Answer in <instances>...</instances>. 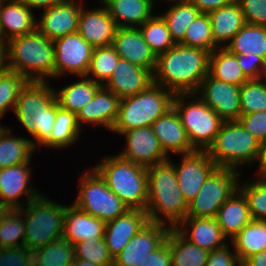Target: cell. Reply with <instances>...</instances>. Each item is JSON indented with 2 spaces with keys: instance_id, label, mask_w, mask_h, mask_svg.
<instances>
[{
  "instance_id": "cell-60",
  "label": "cell",
  "mask_w": 266,
  "mask_h": 266,
  "mask_svg": "<svg viewBox=\"0 0 266 266\" xmlns=\"http://www.w3.org/2000/svg\"><path fill=\"white\" fill-rule=\"evenodd\" d=\"M13 209L7 205L0 204V226L2 225L6 216L12 211Z\"/></svg>"
},
{
  "instance_id": "cell-62",
  "label": "cell",
  "mask_w": 266,
  "mask_h": 266,
  "mask_svg": "<svg viewBox=\"0 0 266 266\" xmlns=\"http://www.w3.org/2000/svg\"><path fill=\"white\" fill-rule=\"evenodd\" d=\"M151 1H152L153 5L156 7L157 5L155 4V2L157 0H151ZM163 1L167 2L168 5H169V4H172V3H179V2H183V1H189V0H162V1H159V2L163 3Z\"/></svg>"
},
{
  "instance_id": "cell-46",
  "label": "cell",
  "mask_w": 266,
  "mask_h": 266,
  "mask_svg": "<svg viewBox=\"0 0 266 266\" xmlns=\"http://www.w3.org/2000/svg\"><path fill=\"white\" fill-rule=\"evenodd\" d=\"M75 259H84L102 266H113L109 249L104 238L87 239L74 244Z\"/></svg>"
},
{
  "instance_id": "cell-51",
  "label": "cell",
  "mask_w": 266,
  "mask_h": 266,
  "mask_svg": "<svg viewBox=\"0 0 266 266\" xmlns=\"http://www.w3.org/2000/svg\"><path fill=\"white\" fill-rule=\"evenodd\" d=\"M238 121L260 142L266 139V112L241 115Z\"/></svg>"
},
{
  "instance_id": "cell-19",
  "label": "cell",
  "mask_w": 266,
  "mask_h": 266,
  "mask_svg": "<svg viewBox=\"0 0 266 266\" xmlns=\"http://www.w3.org/2000/svg\"><path fill=\"white\" fill-rule=\"evenodd\" d=\"M99 3L101 6L97 8L82 6L77 31L94 48L112 45L118 28L105 6Z\"/></svg>"
},
{
  "instance_id": "cell-29",
  "label": "cell",
  "mask_w": 266,
  "mask_h": 266,
  "mask_svg": "<svg viewBox=\"0 0 266 266\" xmlns=\"http://www.w3.org/2000/svg\"><path fill=\"white\" fill-rule=\"evenodd\" d=\"M215 218L223 235L228 241L232 240L245 225L252 221L244 194L237 189L219 208Z\"/></svg>"
},
{
  "instance_id": "cell-40",
  "label": "cell",
  "mask_w": 266,
  "mask_h": 266,
  "mask_svg": "<svg viewBox=\"0 0 266 266\" xmlns=\"http://www.w3.org/2000/svg\"><path fill=\"white\" fill-rule=\"evenodd\" d=\"M144 41L149 45L156 56L166 52L176 43L171 37L170 31L164 19L155 13L143 25L139 27Z\"/></svg>"
},
{
  "instance_id": "cell-65",
  "label": "cell",
  "mask_w": 266,
  "mask_h": 266,
  "mask_svg": "<svg viewBox=\"0 0 266 266\" xmlns=\"http://www.w3.org/2000/svg\"><path fill=\"white\" fill-rule=\"evenodd\" d=\"M67 266H76V263L73 262V263L68 264Z\"/></svg>"
},
{
  "instance_id": "cell-54",
  "label": "cell",
  "mask_w": 266,
  "mask_h": 266,
  "mask_svg": "<svg viewBox=\"0 0 266 266\" xmlns=\"http://www.w3.org/2000/svg\"><path fill=\"white\" fill-rule=\"evenodd\" d=\"M139 266H171L170 245L165 241L158 249L150 253Z\"/></svg>"
},
{
  "instance_id": "cell-63",
  "label": "cell",
  "mask_w": 266,
  "mask_h": 266,
  "mask_svg": "<svg viewBox=\"0 0 266 266\" xmlns=\"http://www.w3.org/2000/svg\"><path fill=\"white\" fill-rule=\"evenodd\" d=\"M1 45H7V41L5 40L3 34H2V31L0 29V46Z\"/></svg>"
},
{
  "instance_id": "cell-27",
  "label": "cell",
  "mask_w": 266,
  "mask_h": 266,
  "mask_svg": "<svg viewBox=\"0 0 266 266\" xmlns=\"http://www.w3.org/2000/svg\"><path fill=\"white\" fill-rule=\"evenodd\" d=\"M106 222L80 210L75 205H67L62 238L72 245L87 239L104 238Z\"/></svg>"
},
{
  "instance_id": "cell-41",
  "label": "cell",
  "mask_w": 266,
  "mask_h": 266,
  "mask_svg": "<svg viewBox=\"0 0 266 266\" xmlns=\"http://www.w3.org/2000/svg\"><path fill=\"white\" fill-rule=\"evenodd\" d=\"M120 59L112 45L93 49L86 77L104 86L111 78Z\"/></svg>"
},
{
  "instance_id": "cell-34",
  "label": "cell",
  "mask_w": 266,
  "mask_h": 266,
  "mask_svg": "<svg viewBox=\"0 0 266 266\" xmlns=\"http://www.w3.org/2000/svg\"><path fill=\"white\" fill-rule=\"evenodd\" d=\"M208 74L235 86H241L248 80L239 66L236 54L225 47H218L210 54Z\"/></svg>"
},
{
  "instance_id": "cell-49",
  "label": "cell",
  "mask_w": 266,
  "mask_h": 266,
  "mask_svg": "<svg viewBox=\"0 0 266 266\" xmlns=\"http://www.w3.org/2000/svg\"><path fill=\"white\" fill-rule=\"evenodd\" d=\"M237 61L248 80L266 76V61L254 54H236Z\"/></svg>"
},
{
  "instance_id": "cell-55",
  "label": "cell",
  "mask_w": 266,
  "mask_h": 266,
  "mask_svg": "<svg viewBox=\"0 0 266 266\" xmlns=\"http://www.w3.org/2000/svg\"><path fill=\"white\" fill-rule=\"evenodd\" d=\"M201 13H209L210 11L224 7L234 0H190Z\"/></svg>"
},
{
  "instance_id": "cell-53",
  "label": "cell",
  "mask_w": 266,
  "mask_h": 266,
  "mask_svg": "<svg viewBox=\"0 0 266 266\" xmlns=\"http://www.w3.org/2000/svg\"><path fill=\"white\" fill-rule=\"evenodd\" d=\"M58 101L55 99L43 113L40 119L39 127V147H42L49 139L51 132L53 131V126L55 123L56 112L59 109Z\"/></svg>"
},
{
  "instance_id": "cell-21",
  "label": "cell",
  "mask_w": 266,
  "mask_h": 266,
  "mask_svg": "<svg viewBox=\"0 0 266 266\" xmlns=\"http://www.w3.org/2000/svg\"><path fill=\"white\" fill-rule=\"evenodd\" d=\"M148 222L146 211L136 209L106 222L104 239L113 259Z\"/></svg>"
},
{
  "instance_id": "cell-10",
  "label": "cell",
  "mask_w": 266,
  "mask_h": 266,
  "mask_svg": "<svg viewBox=\"0 0 266 266\" xmlns=\"http://www.w3.org/2000/svg\"><path fill=\"white\" fill-rule=\"evenodd\" d=\"M241 171L218 167L188 204L186 217L215 218L219 208L238 189Z\"/></svg>"
},
{
  "instance_id": "cell-48",
  "label": "cell",
  "mask_w": 266,
  "mask_h": 266,
  "mask_svg": "<svg viewBox=\"0 0 266 266\" xmlns=\"http://www.w3.org/2000/svg\"><path fill=\"white\" fill-rule=\"evenodd\" d=\"M34 253L27 247L4 248L0 252V266H34Z\"/></svg>"
},
{
  "instance_id": "cell-31",
  "label": "cell",
  "mask_w": 266,
  "mask_h": 266,
  "mask_svg": "<svg viewBox=\"0 0 266 266\" xmlns=\"http://www.w3.org/2000/svg\"><path fill=\"white\" fill-rule=\"evenodd\" d=\"M12 128H0V169L33 162L36 149L31 139L11 133ZM14 135V136H13Z\"/></svg>"
},
{
  "instance_id": "cell-5",
  "label": "cell",
  "mask_w": 266,
  "mask_h": 266,
  "mask_svg": "<svg viewBox=\"0 0 266 266\" xmlns=\"http://www.w3.org/2000/svg\"><path fill=\"white\" fill-rule=\"evenodd\" d=\"M260 145L239 121H224L206 152L217 167L239 171L258 161Z\"/></svg>"
},
{
  "instance_id": "cell-35",
  "label": "cell",
  "mask_w": 266,
  "mask_h": 266,
  "mask_svg": "<svg viewBox=\"0 0 266 266\" xmlns=\"http://www.w3.org/2000/svg\"><path fill=\"white\" fill-rule=\"evenodd\" d=\"M83 131L85 130L78 125L76 113L59 108L56 112L50 139L42 147L46 146L48 149L53 148L60 151L67 150V148L71 147V145L74 146L80 140L79 138Z\"/></svg>"
},
{
  "instance_id": "cell-33",
  "label": "cell",
  "mask_w": 266,
  "mask_h": 266,
  "mask_svg": "<svg viewBox=\"0 0 266 266\" xmlns=\"http://www.w3.org/2000/svg\"><path fill=\"white\" fill-rule=\"evenodd\" d=\"M229 242L241 263L255 253L266 251V220H252Z\"/></svg>"
},
{
  "instance_id": "cell-47",
  "label": "cell",
  "mask_w": 266,
  "mask_h": 266,
  "mask_svg": "<svg viewBox=\"0 0 266 266\" xmlns=\"http://www.w3.org/2000/svg\"><path fill=\"white\" fill-rule=\"evenodd\" d=\"M25 222L23 214L13 209L0 226V242L4 248L24 245Z\"/></svg>"
},
{
  "instance_id": "cell-43",
  "label": "cell",
  "mask_w": 266,
  "mask_h": 266,
  "mask_svg": "<svg viewBox=\"0 0 266 266\" xmlns=\"http://www.w3.org/2000/svg\"><path fill=\"white\" fill-rule=\"evenodd\" d=\"M183 46L213 52L218 46L214 43L212 25L208 13H200L187 27L184 39L179 43Z\"/></svg>"
},
{
  "instance_id": "cell-45",
  "label": "cell",
  "mask_w": 266,
  "mask_h": 266,
  "mask_svg": "<svg viewBox=\"0 0 266 266\" xmlns=\"http://www.w3.org/2000/svg\"><path fill=\"white\" fill-rule=\"evenodd\" d=\"M28 80L17 72L8 70L0 75V110L6 115L14 112L21 89Z\"/></svg>"
},
{
  "instance_id": "cell-58",
  "label": "cell",
  "mask_w": 266,
  "mask_h": 266,
  "mask_svg": "<svg viewBox=\"0 0 266 266\" xmlns=\"http://www.w3.org/2000/svg\"><path fill=\"white\" fill-rule=\"evenodd\" d=\"M258 161L259 162L257 163L259 164H257L258 167L256 169L255 174L266 176V139L261 142L260 156H259Z\"/></svg>"
},
{
  "instance_id": "cell-1",
  "label": "cell",
  "mask_w": 266,
  "mask_h": 266,
  "mask_svg": "<svg viewBox=\"0 0 266 266\" xmlns=\"http://www.w3.org/2000/svg\"><path fill=\"white\" fill-rule=\"evenodd\" d=\"M211 52L175 44L157 56L153 83L174 94L196 93L209 73Z\"/></svg>"
},
{
  "instance_id": "cell-9",
  "label": "cell",
  "mask_w": 266,
  "mask_h": 266,
  "mask_svg": "<svg viewBox=\"0 0 266 266\" xmlns=\"http://www.w3.org/2000/svg\"><path fill=\"white\" fill-rule=\"evenodd\" d=\"M83 172L79 177L77 196L71 202L73 205L104 222L114 220L129 210L92 166Z\"/></svg>"
},
{
  "instance_id": "cell-56",
  "label": "cell",
  "mask_w": 266,
  "mask_h": 266,
  "mask_svg": "<svg viewBox=\"0 0 266 266\" xmlns=\"http://www.w3.org/2000/svg\"><path fill=\"white\" fill-rule=\"evenodd\" d=\"M33 11L48 9L56 4L63 2L64 0H21Z\"/></svg>"
},
{
  "instance_id": "cell-4",
  "label": "cell",
  "mask_w": 266,
  "mask_h": 266,
  "mask_svg": "<svg viewBox=\"0 0 266 266\" xmlns=\"http://www.w3.org/2000/svg\"><path fill=\"white\" fill-rule=\"evenodd\" d=\"M99 162V163H98ZM93 168L129 209L146 210L148 202L147 168L122 158L118 153L107 155Z\"/></svg>"
},
{
  "instance_id": "cell-50",
  "label": "cell",
  "mask_w": 266,
  "mask_h": 266,
  "mask_svg": "<svg viewBox=\"0 0 266 266\" xmlns=\"http://www.w3.org/2000/svg\"><path fill=\"white\" fill-rule=\"evenodd\" d=\"M246 24L266 26V0H237Z\"/></svg>"
},
{
  "instance_id": "cell-6",
  "label": "cell",
  "mask_w": 266,
  "mask_h": 266,
  "mask_svg": "<svg viewBox=\"0 0 266 266\" xmlns=\"http://www.w3.org/2000/svg\"><path fill=\"white\" fill-rule=\"evenodd\" d=\"M174 96L171 91L153 83L136 95L122 98L111 132L121 136L129 130L151 126L173 108Z\"/></svg>"
},
{
  "instance_id": "cell-57",
  "label": "cell",
  "mask_w": 266,
  "mask_h": 266,
  "mask_svg": "<svg viewBox=\"0 0 266 266\" xmlns=\"http://www.w3.org/2000/svg\"><path fill=\"white\" fill-rule=\"evenodd\" d=\"M242 266H266V251H261L247 258Z\"/></svg>"
},
{
  "instance_id": "cell-22",
  "label": "cell",
  "mask_w": 266,
  "mask_h": 266,
  "mask_svg": "<svg viewBox=\"0 0 266 266\" xmlns=\"http://www.w3.org/2000/svg\"><path fill=\"white\" fill-rule=\"evenodd\" d=\"M153 84V73L127 59L120 58L104 87L120 99L136 95Z\"/></svg>"
},
{
  "instance_id": "cell-30",
  "label": "cell",
  "mask_w": 266,
  "mask_h": 266,
  "mask_svg": "<svg viewBox=\"0 0 266 266\" xmlns=\"http://www.w3.org/2000/svg\"><path fill=\"white\" fill-rule=\"evenodd\" d=\"M214 43L226 47L231 39L246 24L244 14L237 0L208 13Z\"/></svg>"
},
{
  "instance_id": "cell-39",
  "label": "cell",
  "mask_w": 266,
  "mask_h": 266,
  "mask_svg": "<svg viewBox=\"0 0 266 266\" xmlns=\"http://www.w3.org/2000/svg\"><path fill=\"white\" fill-rule=\"evenodd\" d=\"M34 266H67L75 260L74 245L59 238L33 251Z\"/></svg>"
},
{
  "instance_id": "cell-8",
  "label": "cell",
  "mask_w": 266,
  "mask_h": 266,
  "mask_svg": "<svg viewBox=\"0 0 266 266\" xmlns=\"http://www.w3.org/2000/svg\"><path fill=\"white\" fill-rule=\"evenodd\" d=\"M173 108L179 115L195 150H207L224 122L196 93L175 94Z\"/></svg>"
},
{
  "instance_id": "cell-64",
  "label": "cell",
  "mask_w": 266,
  "mask_h": 266,
  "mask_svg": "<svg viewBox=\"0 0 266 266\" xmlns=\"http://www.w3.org/2000/svg\"><path fill=\"white\" fill-rule=\"evenodd\" d=\"M5 117V114L0 110V120L2 121V119ZM4 127H8L7 125L4 126V124L2 125L0 122V128H4Z\"/></svg>"
},
{
  "instance_id": "cell-61",
  "label": "cell",
  "mask_w": 266,
  "mask_h": 266,
  "mask_svg": "<svg viewBox=\"0 0 266 266\" xmlns=\"http://www.w3.org/2000/svg\"><path fill=\"white\" fill-rule=\"evenodd\" d=\"M74 262L76 263V266H102L94 264L93 262L86 261L84 259H75Z\"/></svg>"
},
{
  "instance_id": "cell-66",
  "label": "cell",
  "mask_w": 266,
  "mask_h": 266,
  "mask_svg": "<svg viewBox=\"0 0 266 266\" xmlns=\"http://www.w3.org/2000/svg\"><path fill=\"white\" fill-rule=\"evenodd\" d=\"M4 249L3 245L0 242V252Z\"/></svg>"
},
{
  "instance_id": "cell-36",
  "label": "cell",
  "mask_w": 266,
  "mask_h": 266,
  "mask_svg": "<svg viewBox=\"0 0 266 266\" xmlns=\"http://www.w3.org/2000/svg\"><path fill=\"white\" fill-rule=\"evenodd\" d=\"M170 245L171 266H206L208 251L188 242L174 228L166 237Z\"/></svg>"
},
{
  "instance_id": "cell-24",
  "label": "cell",
  "mask_w": 266,
  "mask_h": 266,
  "mask_svg": "<svg viewBox=\"0 0 266 266\" xmlns=\"http://www.w3.org/2000/svg\"><path fill=\"white\" fill-rule=\"evenodd\" d=\"M151 128L159 140L161 149L168 158L174 154L176 156L195 151L174 108L159 117L151 125Z\"/></svg>"
},
{
  "instance_id": "cell-38",
  "label": "cell",
  "mask_w": 266,
  "mask_h": 266,
  "mask_svg": "<svg viewBox=\"0 0 266 266\" xmlns=\"http://www.w3.org/2000/svg\"><path fill=\"white\" fill-rule=\"evenodd\" d=\"M166 10L159 15L164 19L170 31L171 37L176 44H179L183 39L187 27L201 13L194 4L189 1L172 3L166 5Z\"/></svg>"
},
{
  "instance_id": "cell-17",
  "label": "cell",
  "mask_w": 266,
  "mask_h": 266,
  "mask_svg": "<svg viewBox=\"0 0 266 266\" xmlns=\"http://www.w3.org/2000/svg\"><path fill=\"white\" fill-rule=\"evenodd\" d=\"M121 136L125 139L126 146L118 154L130 162L148 168L168 159L151 126L135 128Z\"/></svg>"
},
{
  "instance_id": "cell-23",
  "label": "cell",
  "mask_w": 266,
  "mask_h": 266,
  "mask_svg": "<svg viewBox=\"0 0 266 266\" xmlns=\"http://www.w3.org/2000/svg\"><path fill=\"white\" fill-rule=\"evenodd\" d=\"M112 46L120 58L154 73L157 56L144 41L139 28H117Z\"/></svg>"
},
{
  "instance_id": "cell-14",
  "label": "cell",
  "mask_w": 266,
  "mask_h": 266,
  "mask_svg": "<svg viewBox=\"0 0 266 266\" xmlns=\"http://www.w3.org/2000/svg\"><path fill=\"white\" fill-rule=\"evenodd\" d=\"M174 169L180 190L187 204L192 202L207 178L218 168L206 150H195L179 155ZM177 163V164H176Z\"/></svg>"
},
{
  "instance_id": "cell-11",
  "label": "cell",
  "mask_w": 266,
  "mask_h": 266,
  "mask_svg": "<svg viewBox=\"0 0 266 266\" xmlns=\"http://www.w3.org/2000/svg\"><path fill=\"white\" fill-rule=\"evenodd\" d=\"M50 82L28 81L21 89L14 115L24 127L33 147L39 148L40 119L45 109L56 99L54 86ZM31 136V137H29Z\"/></svg>"
},
{
  "instance_id": "cell-7",
  "label": "cell",
  "mask_w": 266,
  "mask_h": 266,
  "mask_svg": "<svg viewBox=\"0 0 266 266\" xmlns=\"http://www.w3.org/2000/svg\"><path fill=\"white\" fill-rule=\"evenodd\" d=\"M44 191L38 198L18 209L24 217V246L36 250L62 238L66 204L51 200Z\"/></svg>"
},
{
  "instance_id": "cell-12",
  "label": "cell",
  "mask_w": 266,
  "mask_h": 266,
  "mask_svg": "<svg viewBox=\"0 0 266 266\" xmlns=\"http://www.w3.org/2000/svg\"><path fill=\"white\" fill-rule=\"evenodd\" d=\"M55 49V80L70 74L72 77L86 76L92 52L91 46L78 32L53 40ZM60 77V78H59Z\"/></svg>"
},
{
  "instance_id": "cell-32",
  "label": "cell",
  "mask_w": 266,
  "mask_h": 266,
  "mask_svg": "<svg viewBox=\"0 0 266 266\" xmlns=\"http://www.w3.org/2000/svg\"><path fill=\"white\" fill-rule=\"evenodd\" d=\"M77 78L79 79L63 86L61 89L54 87L59 107L73 113H77L90 102L94 94L101 87L99 83L86 76H79Z\"/></svg>"
},
{
  "instance_id": "cell-13",
  "label": "cell",
  "mask_w": 266,
  "mask_h": 266,
  "mask_svg": "<svg viewBox=\"0 0 266 266\" xmlns=\"http://www.w3.org/2000/svg\"><path fill=\"white\" fill-rule=\"evenodd\" d=\"M31 168V163H23L0 169V204L20 209L41 195L32 185Z\"/></svg>"
},
{
  "instance_id": "cell-26",
  "label": "cell",
  "mask_w": 266,
  "mask_h": 266,
  "mask_svg": "<svg viewBox=\"0 0 266 266\" xmlns=\"http://www.w3.org/2000/svg\"><path fill=\"white\" fill-rule=\"evenodd\" d=\"M34 13L21 0H0V29L5 40L34 32L37 22Z\"/></svg>"
},
{
  "instance_id": "cell-25",
  "label": "cell",
  "mask_w": 266,
  "mask_h": 266,
  "mask_svg": "<svg viewBox=\"0 0 266 266\" xmlns=\"http://www.w3.org/2000/svg\"><path fill=\"white\" fill-rule=\"evenodd\" d=\"M174 229L188 242L208 252L228 243L216 218L185 217Z\"/></svg>"
},
{
  "instance_id": "cell-28",
  "label": "cell",
  "mask_w": 266,
  "mask_h": 266,
  "mask_svg": "<svg viewBox=\"0 0 266 266\" xmlns=\"http://www.w3.org/2000/svg\"><path fill=\"white\" fill-rule=\"evenodd\" d=\"M118 28H139L156 12L151 0H98Z\"/></svg>"
},
{
  "instance_id": "cell-3",
  "label": "cell",
  "mask_w": 266,
  "mask_h": 266,
  "mask_svg": "<svg viewBox=\"0 0 266 266\" xmlns=\"http://www.w3.org/2000/svg\"><path fill=\"white\" fill-rule=\"evenodd\" d=\"M8 69L28 81L55 80V49L53 40L37 29L7 42Z\"/></svg>"
},
{
  "instance_id": "cell-42",
  "label": "cell",
  "mask_w": 266,
  "mask_h": 266,
  "mask_svg": "<svg viewBox=\"0 0 266 266\" xmlns=\"http://www.w3.org/2000/svg\"><path fill=\"white\" fill-rule=\"evenodd\" d=\"M252 176L247 181L241 176L238 189L246 197L252 220H266V176Z\"/></svg>"
},
{
  "instance_id": "cell-2",
  "label": "cell",
  "mask_w": 266,
  "mask_h": 266,
  "mask_svg": "<svg viewBox=\"0 0 266 266\" xmlns=\"http://www.w3.org/2000/svg\"><path fill=\"white\" fill-rule=\"evenodd\" d=\"M149 222L162 223L175 228L187 215L188 204L179 188L174 161H165L147 168Z\"/></svg>"
},
{
  "instance_id": "cell-37",
  "label": "cell",
  "mask_w": 266,
  "mask_h": 266,
  "mask_svg": "<svg viewBox=\"0 0 266 266\" xmlns=\"http://www.w3.org/2000/svg\"><path fill=\"white\" fill-rule=\"evenodd\" d=\"M234 54H254L266 61V26L245 24L226 45Z\"/></svg>"
},
{
  "instance_id": "cell-18",
  "label": "cell",
  "mask_w": 266,
  "mask_h": 266,
  "mask_svg": "<svg viewBox=\"0 0 266 266\" xmlns=\"http://www.w3.org/2000/svg\"><path fill=\"white\" fill-rule=\"evenodd\" d=\"M82 2V0H64L42 10L40 18L37 17L36 29L51 40L77 32L80 11L84 4Z\"/></svg>"
},
{
  "instance_id": "cell-16",
  "label": "cell",
  "mask_w": 266,
  "mask_h": 266,
  "mask_svg": "<svg viewBox=\"0 0 266 266\" xmlns=\"http://www.w3.org/2000/svg\"><path fill=\"white\" fill-rule=\"evenodd\" d=\"M170 229L162 223L148 222L114 258L113 266H139L166 241Z\"/></svg>"
},
{
  "instance_id": "cell-20",
  "label": "cell",
  "mask_w": 266,
  "mask_h": 266,
  "mask_svg": "<svg viewBox=\"0 0 266 266\" xmlns=\"http://www.w3.org/2000/svg\"><path fill=\"white\" fill-rule=\"evenodd\" d=\"M120 101L115 93L101 86L91 101L76 113L78 125L81 129L84 128L83 124H88L112 131L118 118Z\"/></svg>"
},
{
  "instance_id": "cell-59",
  "label": "cell",
  "mask_w": 266,
  "mask_h": 266,
  "mask_svg": "<svg viewBox=\"0 0 266 266\" xmlns=\"http://www.w3.org/2000/svg\"><path fill=\"white\" fill-rule=\"evenodd\" d=\"M8 69V54L7 45L0 46V75L7 72Z\"/></svg>"
},
{
  "instance_id": "cell-44",
  "label": "cell",
  "mask_w": 266,
  "mask_h": 266,
  "mask_svg": "<svg viewBox=\"0 0 266 266\" xmlns=\"http://www.w3.org/2000/svg\"><path fill=\"white\" fill-rule=\"evenodd\" d=\"M241 115L266 112V76L247 80L240 86Z\"/></svg>"
},
{
  "instance_id": "cell-52",
  "label": "cell",
  "mask_w": 266,
  "mask_h": 266,
  "mask_svg": "<svg viewBox=\"0 0 266 266\" xmlns=\"http://www.w3.org/2000/svg\"><path fill=\"white\" fill-rule=\"evenodd\" d=\"M226 243L224 246L216 248L208 253L206 266H242L233 248Z\"/></svg>"
},
{
  "instance_id": "cell-15",
  "label": "cell",
  "mask_w": 266,
  "mask_h": 266,
  "mask_svg": "<svg viewBox=\"0 0 266 266\" xmlns=\"http://www.w3.org/2000/svg\"><path fill=\"white\" fill-rule=\"evenodd\" d=\"M197 96L223 121H238L241 116L240 86L212 78L209 74L202 80Z\"/></svg>"
}]
</instances>
